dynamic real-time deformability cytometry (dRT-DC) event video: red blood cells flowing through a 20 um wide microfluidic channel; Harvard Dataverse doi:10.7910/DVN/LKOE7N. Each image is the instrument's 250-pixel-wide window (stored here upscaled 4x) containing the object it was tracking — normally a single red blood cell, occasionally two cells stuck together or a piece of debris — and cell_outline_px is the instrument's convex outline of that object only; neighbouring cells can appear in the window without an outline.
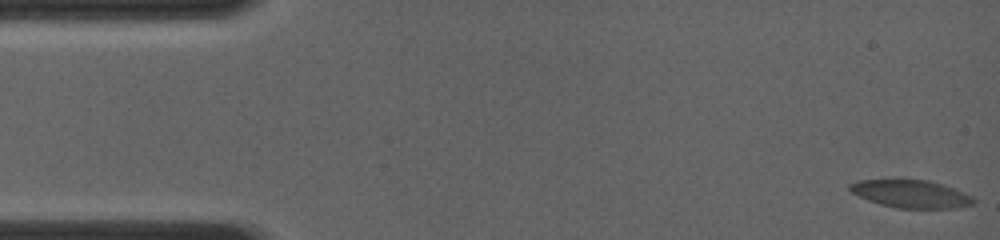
{"species": "common noctule bat (a hibernating species)", "species_latin": "Nyctalus noctula", "temperature_condition": "room temperature", "stored_images_in_passage": 14, "camera_frame_rate_fps": 4000, "um_per_image_px": 0.085, "animal": {"sex": "female", "body_mass_g": 19.0, "forearm_length_mm": 56.7}, "frame": {"image": 1, "passage_image": 1, "time_ms": 0.0, "image_size_px": [1000, 240], "cell_outline_px": [[976, 200], [972, 204], [952, 208], [896, 208], [880, 204], [868, 200], [852, 192], [848, 188], [848, 184], [860, 180], [896, 176], [928, 180], [944, 184], [972, 196]], "centroid_in_image_um": [77.36, 16.42], "position_along_channel_um": 7.6, "area_um2": 20.81}}
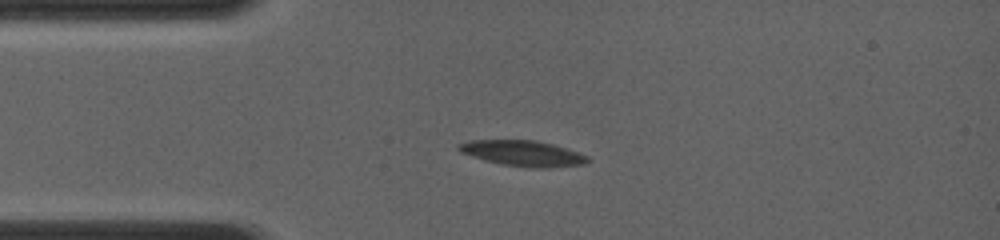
{"frame": {"image": 2, "passage_image": 12, "time_ms": 3.5, "image_size_px": [1000, 240], "cell_outline_px": [[588, 164], [548, 168], [528, 168], [500, 164], [472, 156], [460, 152], [456, 148], [456, 144], [468, 140], [536, 140], [568, 148], [588, 156]], "centroid_in_image_um": [44.45, 13.03], "position_along_channel_um": 40.6, "area_um2": 19.54}}
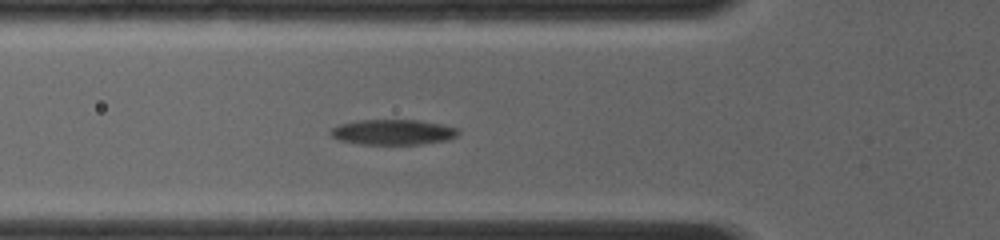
{"frame": {"image": 3, "passage_image": 14, "time_ms": 5.25, "image_size_px": [1000, 240], "cell_outline_px": [[460, 132], [456, 136], [448, 140], [424, 144], [360, 144], [340, 140], [332, 136], [328, 132], [332, 128], [340, 124], [360, 120], [420, 120], [440, 124], [456, 128]], "centroid_in_image_um": [33.41, 11.23], "position_along_channel_um": 92.4, "area_um2": 18.79}}